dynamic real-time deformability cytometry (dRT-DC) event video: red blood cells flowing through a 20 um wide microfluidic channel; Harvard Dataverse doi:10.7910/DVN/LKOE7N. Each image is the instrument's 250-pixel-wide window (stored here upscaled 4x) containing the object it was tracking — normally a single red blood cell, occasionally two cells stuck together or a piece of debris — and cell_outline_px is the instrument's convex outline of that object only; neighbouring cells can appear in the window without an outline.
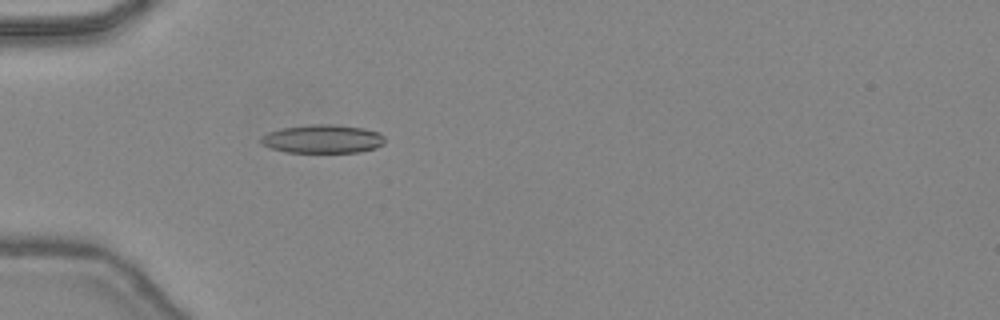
{"species": "common noctule bat (a hibernating species)", "species_latin": "Nyctalus noctula", "temperature_condition": "warm", "stored_images_in_passage": 33, "camera_frame_rate_fps": 3000, "um_per_image_px": 0.085, "animal": {"sex": "female", "body_mass_g": 24.6, "forearm_length_mm": 56.2}, "frame": {"image": 1, "passage_image": 2, "time_ms": 0.333, "image_size_px": [1000, 320], "cell_outline_px": [[384, 144], [376, 148], [360, 152], [284, 152], [260, 144], [260, 136], [268, 132], [280, 128], [312, 124], [332, 124], [364, 128], [380, 132], [384, 136]], "centroid_in_image_um": [27.42, 11.8], "position_along_channel_um": 57.6, "area_um2": 20.81}}
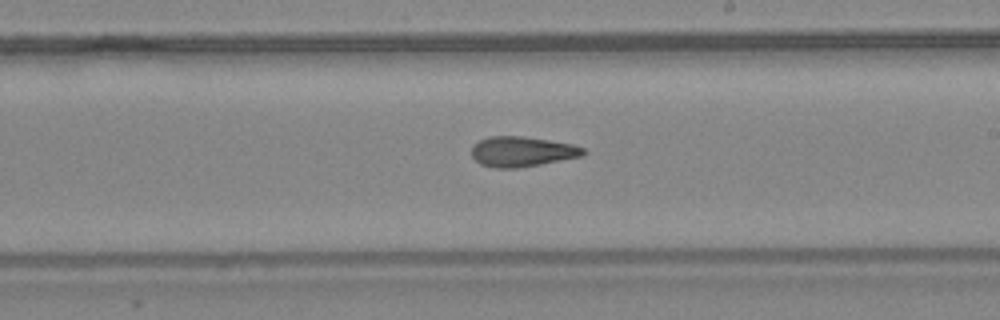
{"frame": {"image": 2, "passage_image": 15, "time_ms": 4.667, "image_size_px": [1000, 320], "cell_outline_px": [[588, 152], [584, 156], [540, 164], [516, 168], [496, 168], [480, 164], [472, 156], [472, 148], [480, 140], [488, 136], [524, 136], [572, 144], [584, 148]], "centroid_in_image_um": [44.41, 12.88], "position_along_channel_um": 244.6, "area_um2": 19.59}}
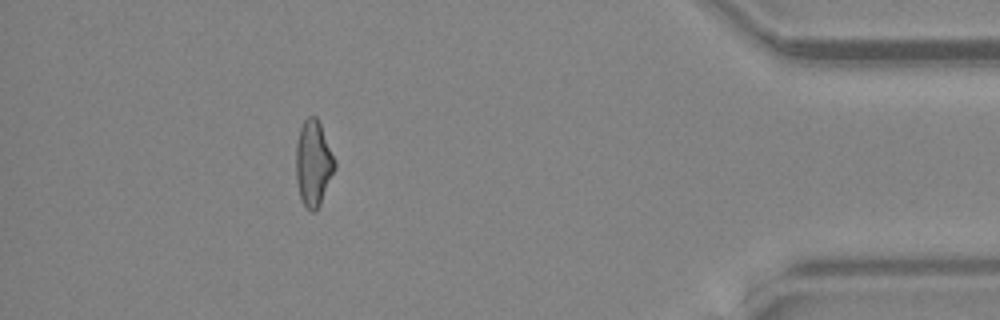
{"frame": {"image": 3, "passage_image": 29, "time_ms": 9.333, "image_size_px": [1000, 320], "cell_outline_px": [[336, 168], [320, 204], [316, 212], [312, 212], [304, 204], [300, 196], [296, 180], [296, 144], [300, 128], [304, 120], [308, 116], [316, 116], [320, 124], [336, 160]], "centroid_in_image_um": [26.64, 13.87], "position_along_channel_um": 408.6, "area_um2": 19.36}, "authors_computed_cell_mechanics": {"area_um2": 19.5942, "velocity_mm_per_s": 4.5181, "shape_relaxation_time_tau1_ms": null, "shape_relaxation_time_tau2_ms": 3.6411, "deformation_change_tau1": null, "deformation_change_tau2": 0.1476}}